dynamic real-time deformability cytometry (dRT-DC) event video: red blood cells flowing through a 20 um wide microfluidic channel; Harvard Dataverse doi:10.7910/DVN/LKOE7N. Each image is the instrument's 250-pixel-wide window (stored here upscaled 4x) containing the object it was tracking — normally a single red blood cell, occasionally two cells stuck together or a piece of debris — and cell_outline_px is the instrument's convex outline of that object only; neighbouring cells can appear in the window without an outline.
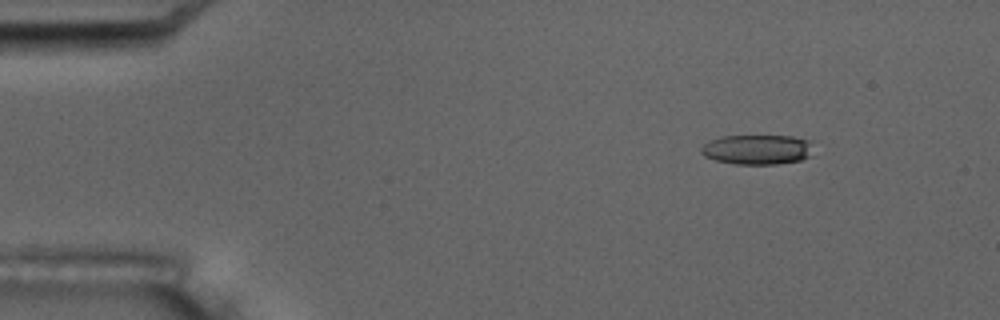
{"species": "common noctule bat (a hibernating species)", "species_latin": "Nyctalus noctula", "temperature_condition": "room temperature", "stored_images_in_passage": 8, "camera_frame_rate_fps": 3000, "um_per_image_px": 0.085, "animal": {"sex": "male", "body_mass_g": 17.5, "forearm_length_mm": 52.3}, "frame": {"image": 1, "passage_image": 3, "time_ms": 2.333, "image_size_px": [1000, 320], "cell_outline_px": [[808, 156], [800, 160], [776, 164], [736, 164], [716, 160], [704, 156], [700, 152], [700, 148], [704, 144], [720, 136], [792, 136], [808, 140]], "centroid_in_image_um": [64.27, 12.71], "position_along_channel_um": 20.7, "area_um2": 19.07}}